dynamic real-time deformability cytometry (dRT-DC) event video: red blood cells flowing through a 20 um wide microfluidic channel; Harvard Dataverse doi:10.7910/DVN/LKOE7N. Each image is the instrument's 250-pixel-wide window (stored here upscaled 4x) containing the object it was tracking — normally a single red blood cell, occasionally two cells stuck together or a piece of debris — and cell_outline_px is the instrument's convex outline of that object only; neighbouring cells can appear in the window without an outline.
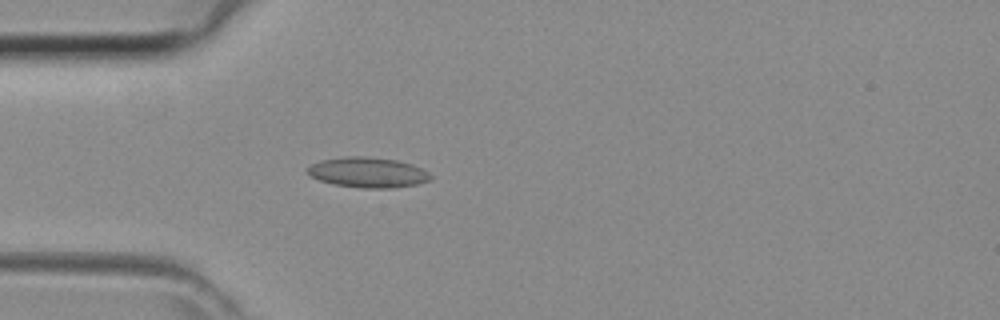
{"species": "common noctule bat (a hibernating species)", "species_latin": "Nyctalus noctula", "temperature_condition": "room temperature", "stored_images_in_passage": 42, "camera_frame_rate_fps": 3000, "um_per_image_px": 0.085, "animal": {"sex": "female", "body_mass_g": 29.2, "forearm_length_mm": 56.3}, "frame": {"image": 1, "passage_image": 11, "time_ms": 3.333, "image_size_px": [1000, 320], "cell_outline_px": [[432, 180], [416, 184], [392, 188], [360, 188], [332, 184], [320, 180], [312, 176], [308, 172], [308, 168], [312, 164], [320, 160], [344, 156], [364, 156], [396, 160], [412, 164], [428, 172], [432, 176]], "centroid_in_image_um": [31.28, 14.66], "position_along_channel_um": 53.7, "area_um2": 21.68}}
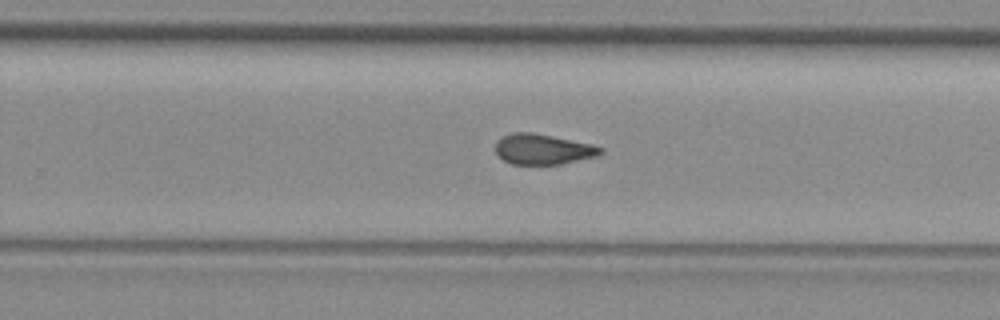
{"frame": {"image": 2, "passage_image": 26, "time_ms": 8.333, "image_size_px": [1000, 320], "cell_outline_px": [[604, 152], [596, 156], [560, 164], [512, 164], [504, 160], [496, 152], [496, 140], [500, 136], [512, 132], [532, 132], [592, 144], [604, 148]], "centroid_in_image_um": [46.13, 12.67], "position_along_channel_um": 283.7, "area_um2": 18.61}}
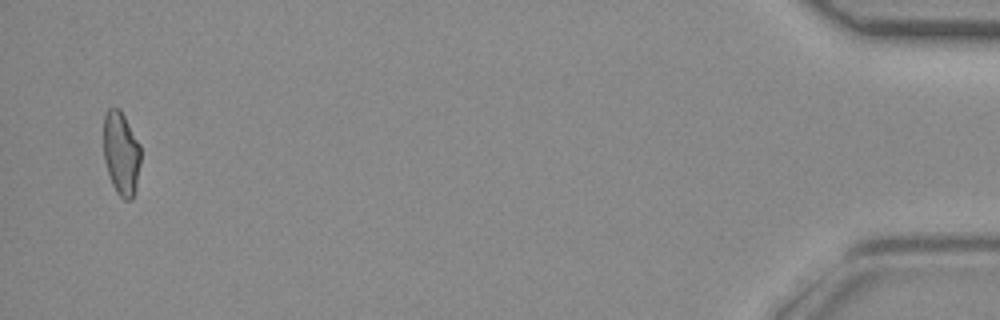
{"frame": {"image": 3, "passage_image": 41, "time_ms": 13.333, "image_size_px": [1000, 320], "cell_outline_px": [[140, 164], [136, 188], [132, 200], [124, 200], [116, 192], [112, 184], [104, 160], [104, 116], [108, 108], [120, 108], [140, 144]], "centroid_in_image_um": [10.31, 13.04], "position_along_channel_um": 424.9, "area_um2": 18.15}}